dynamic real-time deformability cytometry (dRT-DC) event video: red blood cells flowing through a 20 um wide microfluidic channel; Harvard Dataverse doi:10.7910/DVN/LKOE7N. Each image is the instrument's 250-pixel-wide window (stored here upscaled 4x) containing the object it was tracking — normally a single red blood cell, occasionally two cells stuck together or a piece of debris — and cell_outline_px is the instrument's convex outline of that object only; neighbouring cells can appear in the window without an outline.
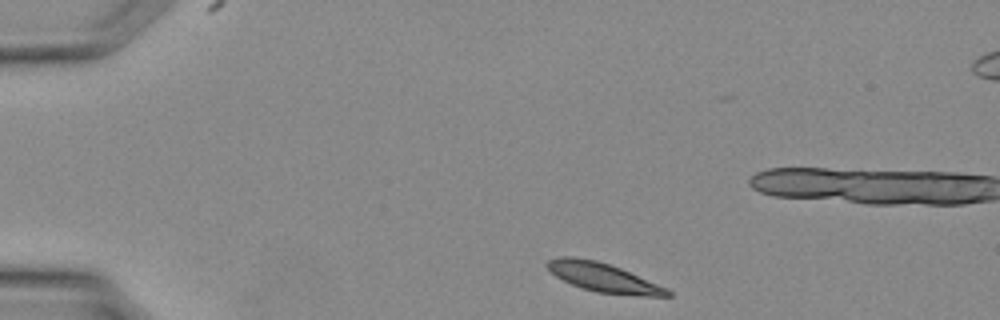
{"species": "Egyptian fruit bat (a non-hibernating species)", "species_latin": "Rousettus aegyptiacus", "temperature_condition": "warm", "stored_images_in_passage": 6, "camera_frame_rate_fps": 3000, "um_per_image_px": 0.085, "animal": {"sex": "female"}, "frame": {"image": 1, "passage_image": 1, "time_ms": 0.0, "image_size_px": [1000, 320], "cell_outline_px": [[672, 296], [644, 296], [596, 292], [572, 284], [556, 276], [544, 264], [548, 260], [560, 256], [576, 256], [596, 260], [620, 268], [668, 288], [672, 292]], "centroid_in_image_um": [51.29, 23.57], "position_along_channel_um": 33.7, "area_um2": 20.17}}